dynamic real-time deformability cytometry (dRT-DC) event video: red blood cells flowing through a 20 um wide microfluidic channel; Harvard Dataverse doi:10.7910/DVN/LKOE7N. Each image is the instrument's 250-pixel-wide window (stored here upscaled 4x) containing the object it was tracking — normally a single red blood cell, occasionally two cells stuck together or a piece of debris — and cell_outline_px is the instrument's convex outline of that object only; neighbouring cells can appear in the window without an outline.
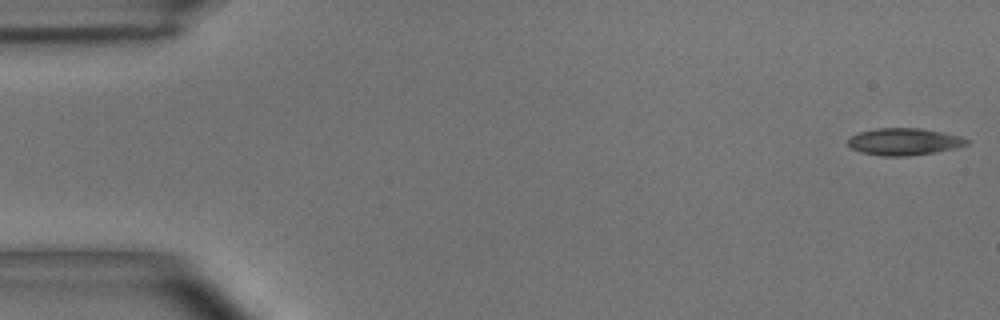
{"species": "common noctule bat (a hibernating species)", "species_latin": "Nyctalus noctula", "temperature_condition": "room temperature", "stored_images_in_passage": 54, "camera_frame_rate_fps": 3000, "um_per_image_px": 0.085, "animal": {"sex": "male", "body_mass_g": 15.6}, "frame": {"image": 1, "passage_image": 1, "time_ms": 0.0, "image_size_px": [1000, 320], "cell_outline_px": [[972, 140], [968, 144], [956, 148], [936, 152], [908, 156], [880, 156], [860, 152], [852, 148], [848, 144], [848, 136], [856, 132], [876, 128], [920, 128], [960, 136]], "centroid_in_image_um": [76.82, 12.04], "position_along_channel_um": 8.2, "area_um2": 18.96}}
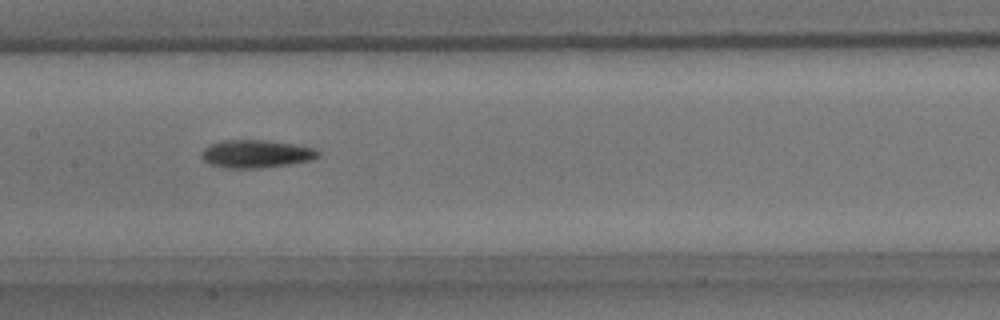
{"frame": {"image": 2, "passage_image": 26, "time_ms": 8.333, "image_size_px": [1000, 320], "cell_outline_px": [[320, 156], [312, 160], [288, 164], [260, 168], [224, 168], [208, 164], [200, 156], [204, 148], [212, 144], [224, 140], [268, 140], [292, 144], [312, 148], [320, 152]], "centroid_in_image_um": [21.75, 13.08], "position_along_channel_um": 185.7, "area_um2": 18.9}}
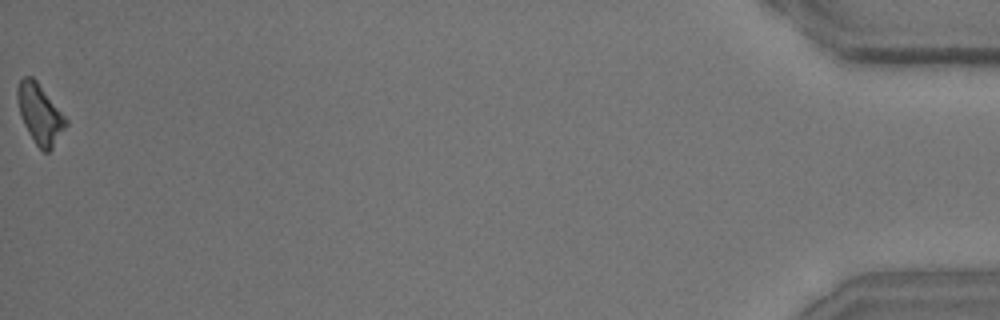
{"frame": {"image": 3, "passage_image": 54, "time_ms": 17.667, "image_size_px": [1000, 320], "cell_outline_px": [[68, 124], [52, 148], [48, 152], [44, 152], [36, 144], [28, 132], [24, 124], [20, 112], [16, 96], [16, 92], [20, 80], [24, 76], [32, 76], [36, 80], [68, 120]], "centroid_in_image_um": [3.39, 9.68], "position_along_channel_um": 431.8, "area_um2": 16.59}, "authors_computed_cell_mechanics": {"area_um2": 18.3804, "velocity_mm_per_s": 3.6752, "shape_relaxation_time_tau1_ms": 3.0693, "shape_relaxation_time_tau2_ms": null, "deformation_change_tau1": 0.1275, "deformation_change_tau2": null}}